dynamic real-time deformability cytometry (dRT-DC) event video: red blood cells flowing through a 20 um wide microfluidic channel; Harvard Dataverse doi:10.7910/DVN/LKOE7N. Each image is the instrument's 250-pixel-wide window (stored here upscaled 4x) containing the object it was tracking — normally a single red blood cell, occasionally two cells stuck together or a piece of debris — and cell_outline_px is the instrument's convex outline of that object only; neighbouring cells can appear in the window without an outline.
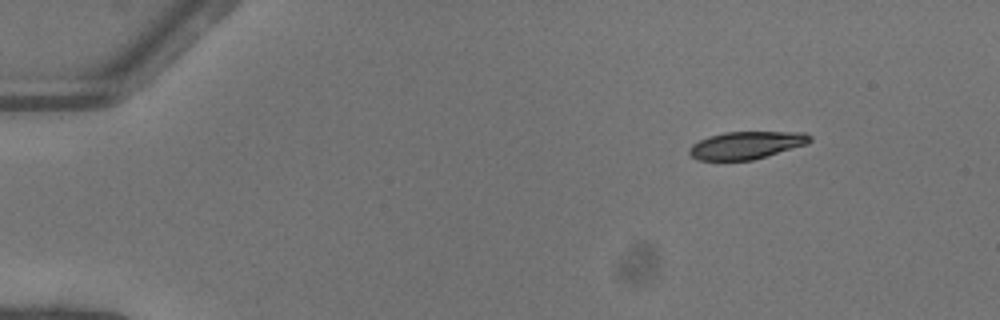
{"species": "common noctule bat (a hibernating species)", "species_latin": "Nyctalus noctula", "temperature_condition": "warm", "stored_images_in_passage": 45, "camera_frame_rate_fps": 3000, "um_per_image_px": 0.085, "animal": {"sex": "female"}, "frame": {"image": 1, "passage_image": 1, "time_ms": 0.0, "image_size_px": [1000, 320], "cell_outline_px": [[812, 140], [808, 144], [752, 160], [696, 160], [688, 152], [688, 148], [692, 144], [708, 136], [724, 132], [804, 132], [812, 136]], "centroid_in_image_um": [63.44, 12.34], "position_along_channel_um": 21.6, "area_um2": 19.42}}
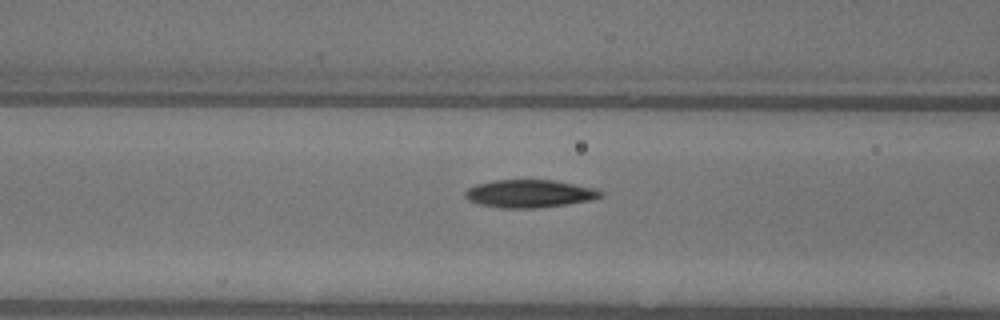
{"frame": {"image": 2, "passage_image": 16, "time_ms": 5.0, "image_size_px": [1000, 320], "cell_outline_px": [[604, 196], [588, 200], [568, 204], [536, 208], [500, 208], [480, 204], [468, 200], [464, 196], [464, 192], [468, 188], [476, 184], [496, 180], [552, 180], [592, 188], [604, 192]], "centroid_in_image_um": [44.97, 16.46], "position_along_channel_um": 121.6, "area_um2": 21.79}}
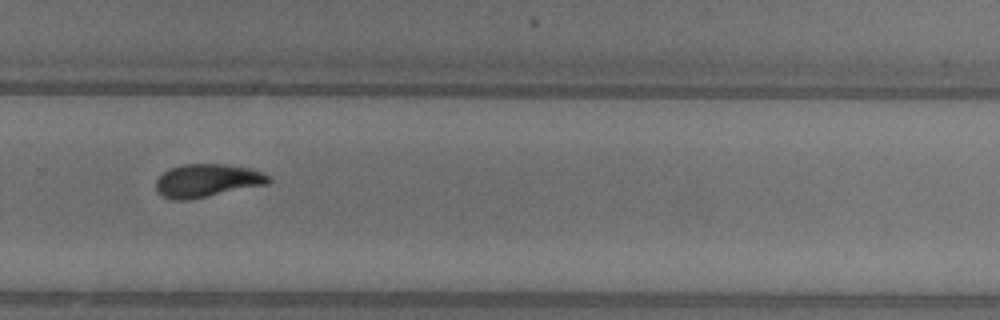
{"frame": {"image": 3, "passage_image": 30, "time_ms": 9.667, "image_size_px": [1000, 320], "cell_outline_px": [[272, 180], [268, 184], [188, 200], [172, 200], [160, 196], [156, 192], [156, 180], [164, 172], [172, 168], [184, 164], [224, 164], [248, 168], [260, 172], [268, 176]], "centroid_in_image_um": [17.57, 15.36], "position_along_channel_um": 312.2, "area_um2": 21.62}, "authors_computed_cell_mechanics": {"area_um2": 21.2704, "velocity_mm_per_s": 4.0935, "shape_relaxation_time_tau1_ms": 3.3791, "shape_relaxation_time_tau2_ms": 3.8417, "deformation_change_tau1": 0.1737, "deformation_change_tau2": 0.1076}}